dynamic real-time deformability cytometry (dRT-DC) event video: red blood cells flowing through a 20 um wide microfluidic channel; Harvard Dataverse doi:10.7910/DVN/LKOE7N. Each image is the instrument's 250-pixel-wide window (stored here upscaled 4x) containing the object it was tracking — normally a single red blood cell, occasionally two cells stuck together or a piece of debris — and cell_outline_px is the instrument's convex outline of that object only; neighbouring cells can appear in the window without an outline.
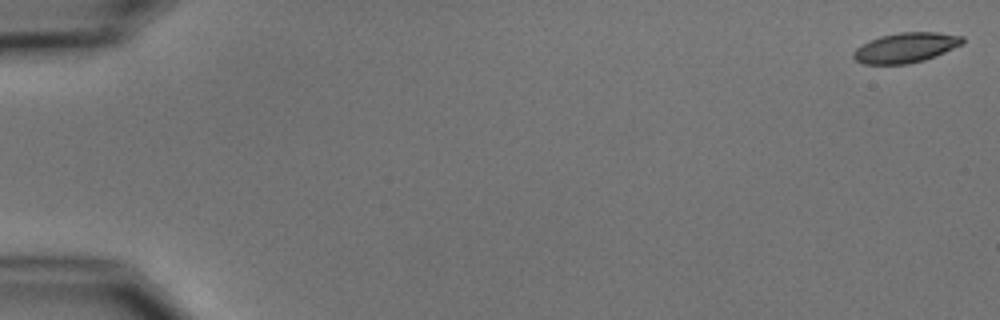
{"species": "common noctule bat (a hibernating species)", "species_latin": "Nyctalus noctula", "temperature_condition": "cold", "stored_images_in_passage": 18, "camera_frame_rate_fps": 3000, "um_per_image_px": 0.085, "animal": {"sex": "male", "body_mass_g": 15.6}, "frame": {"image": 1, "passage_image": 1, "time_ms": 0.0, "image_size_px": [1000, 320], "cell_outline_px": [[964, 44], [924, 60], [908, 64], [864, 64], [856, 60], [852, 56], [852, 52], [856, 48], [880, 36], [900, 32], [936, 32], [964, 36]], "centroid_in_image_um": [77.01, 4.05], "position_along_channel_um": 8.0, "area_um2": 18.96}}
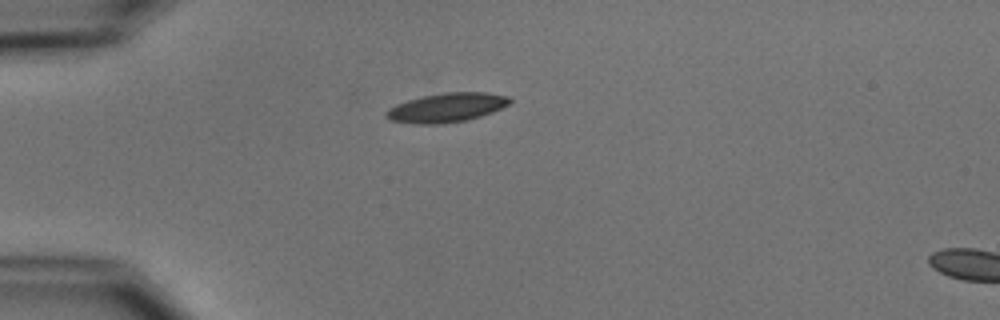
{"frame": {"image": 2, "passage_image": 15, "time_ms": 4.667, "image_size_px": [1000, 320], "cell_outline_px": [[512, 100], [508, 104], [492, 112], [468, 120], [440, 124], [416, 124], [388, 120], [384, 116], [384, 112], [388, 108], [396, 104], [408, 100], [424, 96], [444, 92], [488, 92], [508, 96]], "centroid_in_image_um": [37.93, 9.15], "position_along_channel_um": 47.1, "area_um2": 21.1}}